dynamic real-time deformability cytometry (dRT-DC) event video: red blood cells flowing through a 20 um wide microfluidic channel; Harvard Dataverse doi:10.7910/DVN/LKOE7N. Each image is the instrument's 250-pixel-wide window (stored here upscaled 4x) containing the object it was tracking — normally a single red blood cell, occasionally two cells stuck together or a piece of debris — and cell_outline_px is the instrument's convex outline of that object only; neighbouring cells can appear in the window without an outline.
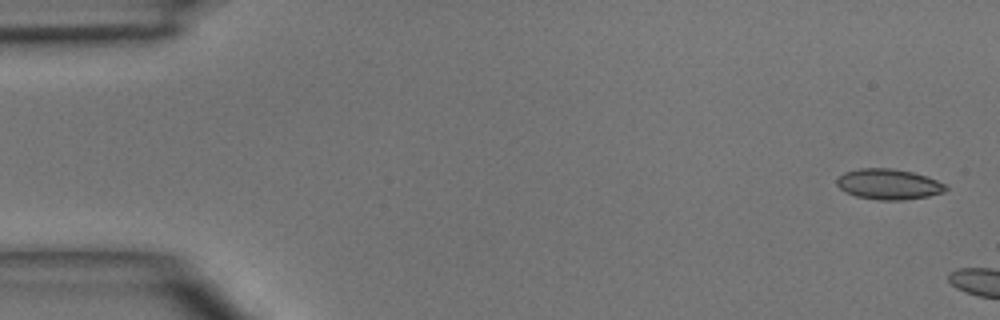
{"species": "common noctule bat (a hibernating species)", "species_latin": "Nyctalus noctula", "temperature_condition": "room temperature", "stored_images_in_passage": 3, "camera_frame_rate_fps": 3000, "um_per_image_px": 0.085, "animal": {"sex": "male", "body_mass_g": 15.6}, "frame": {"image": 1, "passage_image": 1, "time_ms": 0.0, "image_size_px": [1000, 320], "cell_outline_px": [[948, 188], [944, 192], [928, 196], [904, 200], [876, 200], [856, 196], [844, 192], [836, 184], [836, 180], [844, 172], [860, 168], [888, 168], [912, 172], [928, 176], [944, 184]], "centroid_in_image_um": [75.51, 15.66], "position_along_channel_um": 9.5, "area_um2": 19.42}}